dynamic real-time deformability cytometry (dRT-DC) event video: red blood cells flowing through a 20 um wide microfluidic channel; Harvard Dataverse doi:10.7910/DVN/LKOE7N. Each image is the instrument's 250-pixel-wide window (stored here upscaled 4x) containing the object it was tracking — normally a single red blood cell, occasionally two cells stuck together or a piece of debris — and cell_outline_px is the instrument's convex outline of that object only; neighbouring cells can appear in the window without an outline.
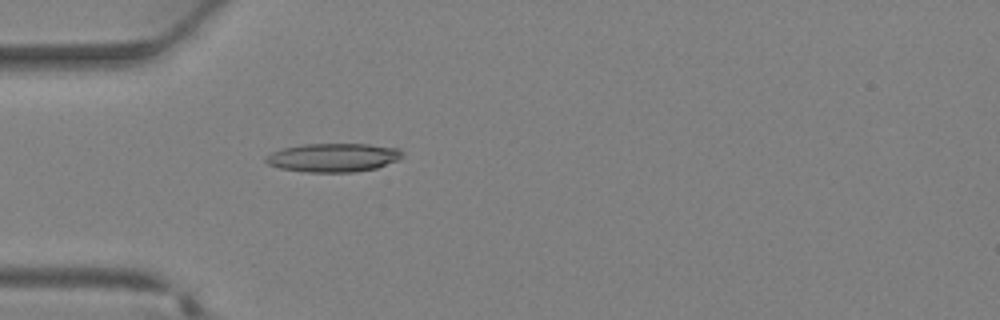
{"species": "Egyptian fruit bat (a non-hibernating species)", "species_latin": "Rousettus aegyptiacus", "temperature_condition": "warm", "stored_images_in_passage": 28, "camera_frame_rate_fps": 3000, "um_per_image_px": 0.085, "animal": {"sex": "female"}, "frame": {"image": 1, "passage_image": 1, "time_ms": 0.0, "image_size_px": [1000, 320], "cell_outline_px": [[404, 156], [396, 160], [376, 168], [356, 172], [308, 172], [280, 168], [268, 164], [264, 160], [264, 156], [272, 152], [284, 148], [304, 144], [368, 144], [400, 148], [404, 152]], "centroid_in_image_um": [28.34, 13.39], "position_along_channel_um": 56.7, "area_um2": 22.83}}
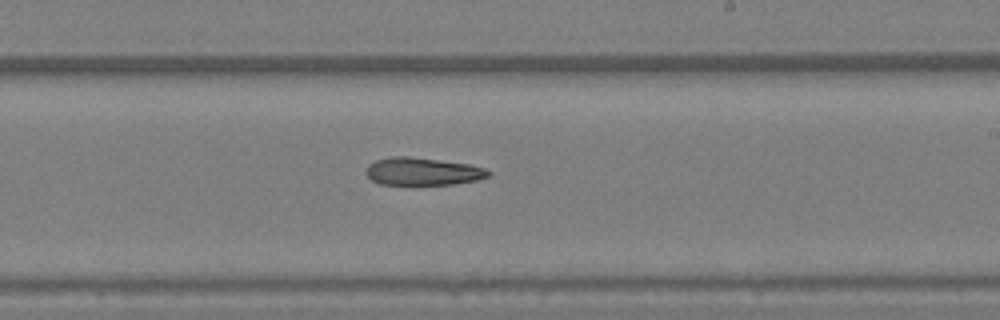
{"frame": {"image": 2, "passage_image": 12, "time_ms": 3.667, "image_size_px": [1000, 320], "cell_outline_px": [[492, 172], [488, 176], [476, 180], [452, 184], [380, 184], [372, 180], [364, 172], [368, 164], [376, 160], [388, 156], [408, 156], [472, 164], [484, 168]], "centroid_in_image_um": [35.9, 14.56], "position_along_channel_um": 253.1, "area_um2": 19.77}}
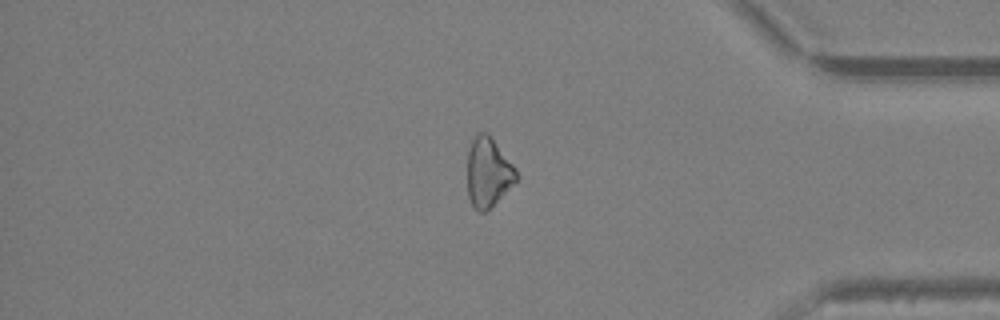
{"frame": {"image": 3, "passage_image": 21, "time_ms": 6.667, "image_size_px": [1000, 320], "cell_outline_px": [[520, 176], [516, 184], [484, 212], [480, 212], [472, 204], [468, 196], [468, 152], [472, 140], [480, 132], [488, 132], [516, 168]], "centroid_in_image_um": [41.54, 14.64], "position_along_channel_um": 393.7, "area_um2": 19.88}}